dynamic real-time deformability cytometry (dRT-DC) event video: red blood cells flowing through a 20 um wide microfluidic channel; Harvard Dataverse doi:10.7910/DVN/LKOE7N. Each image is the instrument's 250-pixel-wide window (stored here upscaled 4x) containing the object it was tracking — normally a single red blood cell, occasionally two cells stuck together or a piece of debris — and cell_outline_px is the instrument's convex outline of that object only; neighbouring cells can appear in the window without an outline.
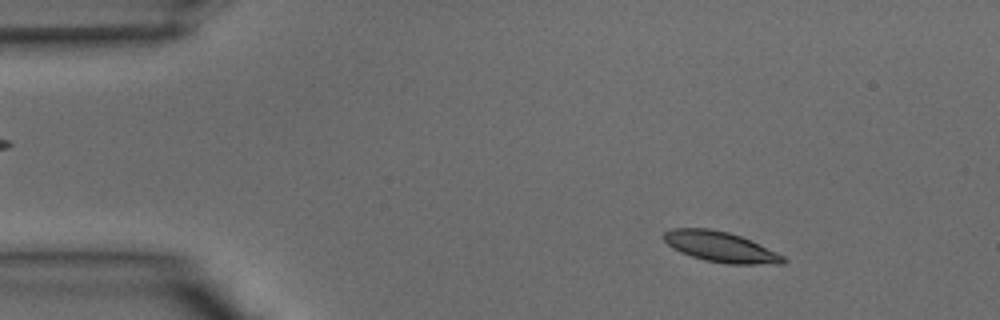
{"species": "common noctule bat (a hibernating species)", "species_latin": "Nyctalus noctula", "temperature_condition": "warm", "stored_images_in_passage": 39, "camera_frame_rate_fps": 3000, "um_per_image_px": 0.085, "animal": {"sex": "male", "body_mass_g": 15.6}, "frame": {"image": 1, "passage_image": 5, "time_ms": 1.333, "image_size_px": [1000, 320], "cell_outline_px": [[788, 260], [784, 264], [728, 264], [704, 260], [680, 252], [672, 248], [664, 240], [664, 232], [672, 228], [708, 228], [728, 232], [752, 240], [784, 256]], "centroid_in_image_um": [61.27, 20.99], "position_along_channel_um": 23.7, "area_um2": 21.21}}
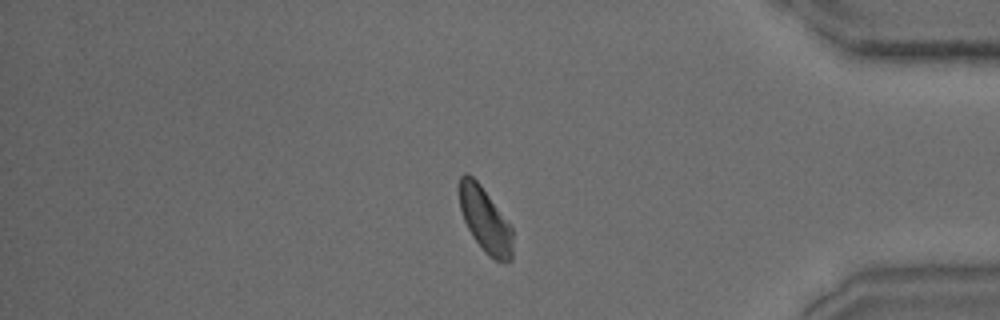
{"frame": {"image": 2, "passage_image": 33, "time_ms": 10.667, "image_size_px": [1000, 320], "cell_outline_px": [[512, 260], [508, 264], [496, 260], [488, 256], [484, 252], [472, 236], [464, 220], [460, 208], [460, 176], [464, 172], [468, 172], [480, 184], [512, 228]], "centroid_in_image_um": [41.24, 18.73], "position_along_channel_um": 394.0, "area_um2": 20.0}}
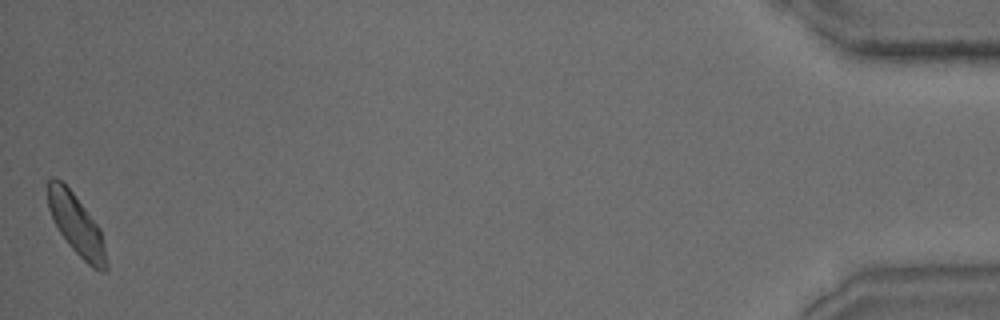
{"frame": {"image": 3, "passage_image": 39, "time_ms": 12.667, "image_size_px": [1000, 320], "cell_outline_px": [[108, 268], [104, 272], [92, 268], [68, 244], [52, 220], [48, 208], [48, 180], [52, 176], [56, 176], [72, 192], [100, 228], [104, 244], [108, 264]], "centroid_in_image_um": [6.49, 19.12], "position_along_channel_um": 428.7, "area_um2": 20.46}}